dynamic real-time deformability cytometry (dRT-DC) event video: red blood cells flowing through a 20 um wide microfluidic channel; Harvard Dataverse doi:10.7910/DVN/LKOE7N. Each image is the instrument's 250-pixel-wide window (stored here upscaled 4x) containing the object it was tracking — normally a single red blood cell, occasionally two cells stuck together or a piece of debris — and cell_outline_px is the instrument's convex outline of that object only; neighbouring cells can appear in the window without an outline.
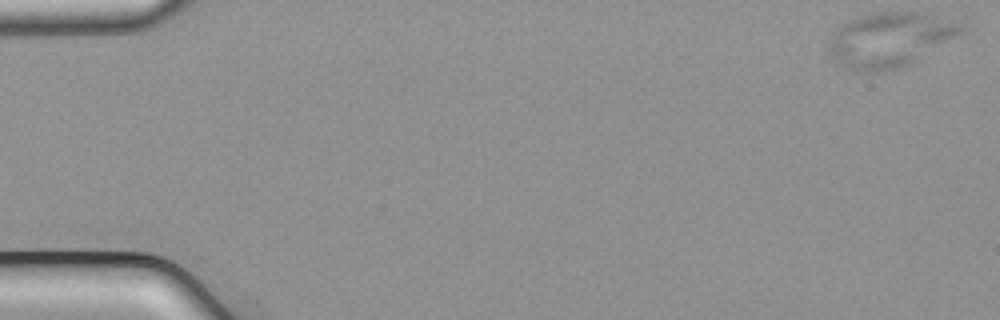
{"species": "common noctule bat (a hibernating species)", "species_latin": "Nyctalus noctula", "temperature_condition": "cold", "stored_images_in_passage": 10, "camera_frame_rate_fps": 3000, "um_per_image_px": 0.085, "animal": {"sex": "male", "body_mass_g": 21.5, "forearm_length_mm": 52.0}, "frame": {"image": 1, "passage_image": 1, "time_ms": 0.0, "image_size_px": [1000, 320], "cell_outline_px": [[964, 32], [912, 64], [896, 68], [868, 72], [856, 68], [836, 60], [832, 56], [828, 48], [828, 40], [832, 32], [836, 28], [848, 20], [872, 12], [924, 12], [960, 24], [964, 28]], "centroid_in_image_um": [75.65, 3.33], "position_along_channel_um": 9.3, "area_um2": 41.62}}